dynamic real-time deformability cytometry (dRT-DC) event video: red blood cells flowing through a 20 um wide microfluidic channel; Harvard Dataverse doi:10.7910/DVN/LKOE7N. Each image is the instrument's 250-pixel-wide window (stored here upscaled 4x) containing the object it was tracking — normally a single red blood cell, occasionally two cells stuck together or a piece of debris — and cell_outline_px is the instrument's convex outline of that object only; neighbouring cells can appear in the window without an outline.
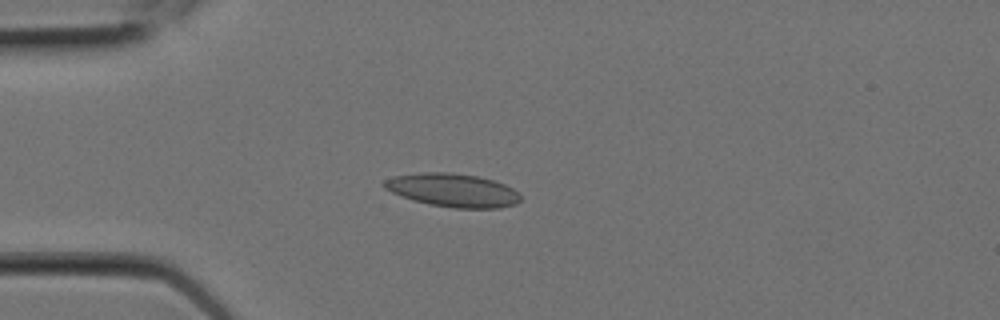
{"species": "Egyptian fruit bat (a non-hibernating species)", "species_latin": "Rousettus aegyptiacus", "temperature_condition": "room temperature", "stored_images_in_passage": 8, "camera_frame_rate_fps": 3000, "um_per_image_px": 0.085, "animal": {"sex": "female"}, "frame": {"image": 1, "passage_image": 5, "time_ms": 1.333, "image_size_px": [1000, 320], "cell_outline_px": [[520, 200], [516, 204], [500, 208], [456, 208], [432, 204], [416, 200], [392, 192], [384, 188], [384, 180], [392, 176], [424, 172], [448, 172], [476, 176], [492, 180], [504, 184], [512, 188], [520, 196]], "centroid_in_image_um": [38.5, 16.16], "position_along_channel_um": 46.5, "area_um2": 26.07}}
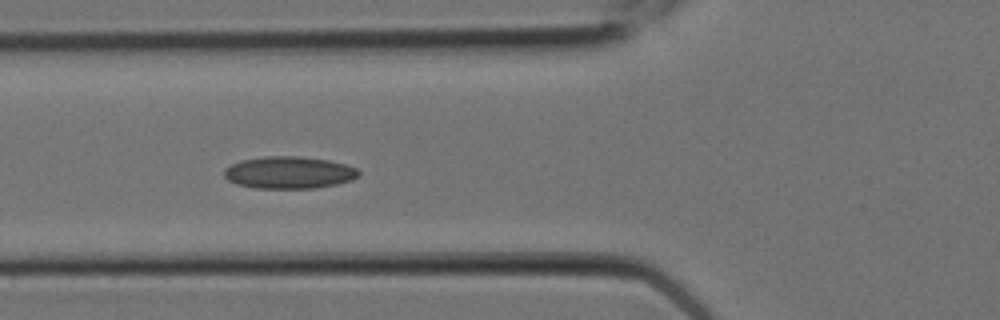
{"frame": {"image": 2, "passage_image": 7, "time_ms": 2.0, "image_size_px": [1000, 320], "cell_outline_px": [[360, 176], [352, 180], [336, 184], [316, 188], [256, 188], [236, 184], [228, 180], [224, 176], [224, 168], [240, 160], [264, 156], [300, 156], [328, 160], [344, 164], [356, 168], [360, 172]], "centroid_in_image_um": [24.56, 14.66], "position_along_channel_um": 101.2, "area_um2": 25.32}}
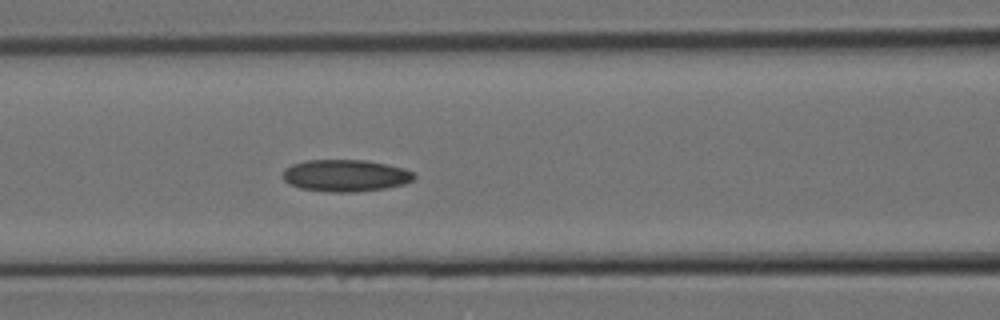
{"frame": {"image": 3, "passage_image": 8, "time_ms": 2.333, "image_size_px": [1000, 320], "cell_outline_px": [[416, 176], [412, 180], [404, 184], [384, 188], [356, 192], [328, 192], [300, 188], [288, 184], [280, 176], [284, 168], [292, 164], [304, 160], [364, 160], [388, 164], [404, 168], [412, 172]], "centroid_in_image_um": [29.31, 14.92], "position_along_channel_um": 137.3, "area_um2": 24.68}}